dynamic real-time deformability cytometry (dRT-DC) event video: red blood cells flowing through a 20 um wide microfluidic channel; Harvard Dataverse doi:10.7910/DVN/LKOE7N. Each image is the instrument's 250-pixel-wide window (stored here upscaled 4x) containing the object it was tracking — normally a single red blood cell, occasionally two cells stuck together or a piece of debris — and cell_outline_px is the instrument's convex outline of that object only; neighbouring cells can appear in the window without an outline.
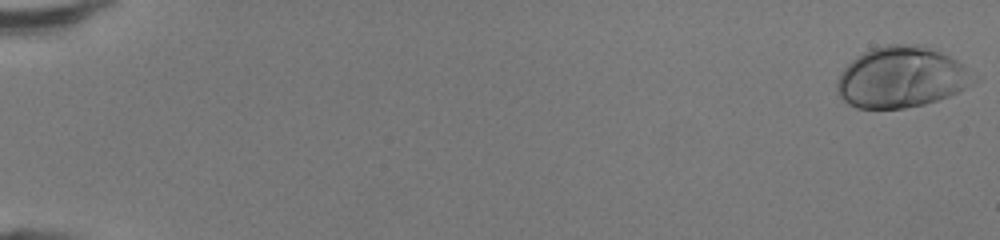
{"species": "human", "species_latin": "Homo sapiens", "temperature_condition": "room temperature", "stored_images_in_passage": 48, "camera_frame_rate_fps": 3000, "um_per_image_px": 0.085, "donor": {"sex": "female"}, "frame": {"image": 1, "passage_image": 1, "time_ms": 0.0, "image_size_px": [1000, 240], "cell_outline_px": [[964, 88], [960, 92], [924, 104], [904, 108], [856, 108], [848, 104], [836, 92], [836, 84], [844, 68], [856, 56], [872, 48], [888, 44], [920, 44], [940, 52], [964, 64]], "centroid_in_image_um": [76.47, 6.56], "position_along_channel_um": 8.5, "area_um2": 47.22}}
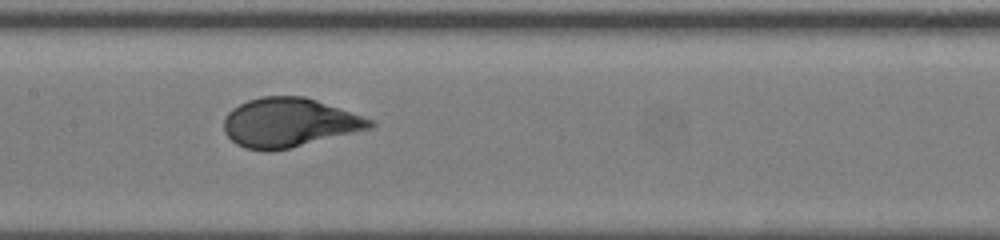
{"frame": {"image": 2, "passage_image": 26, "time_ms": 8.333, "image_size_px": [1000, 240], "cell_outline_px": [[376, 124], [372, 128], [288, 148], [244, 148], [236, 144], [224, 132], [224, 120], [228, 112], [232, 108], [248, 100], [264, 96], [304, 96], [316, 100], [372, 120]], "centroid_in_image_um": [24.56, 10.39], "position_along_channel_um": 182.8, "area_um2": 40.69}}
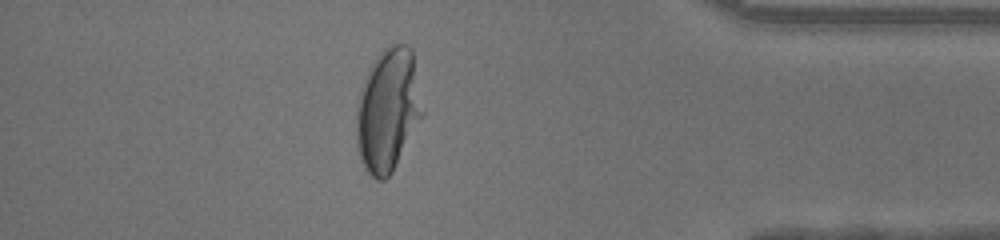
{"frame": {"image": 3, "passage_image": 43, "time_ms": 14.0, "image_size_px": [1000, 240], "cell_outline_px": [[424, 112], [392, 172], [384, 180], [376, 180], [364, 168], [360, 160], [356, 144], [356, 104], [364, 76], [376, 56], [384, 48], [396, 44], [404, 44], [412, 48]], "centroid_in_image_um": [32.95, 9.34], "position_along_channel_um": 402.3, "area_um2": 47.57}, "authors_computed_cell_mechanics": {"area_um2": 42.483, "velocity_mm_per_s": 4.3618, "shape_relaxation_time_tau1_ms": 4.0058, "shape_relaxation_time_tau2_ms": null, "deformation_change_tau1": 0.2411, "deformation_change_tau2": null}}